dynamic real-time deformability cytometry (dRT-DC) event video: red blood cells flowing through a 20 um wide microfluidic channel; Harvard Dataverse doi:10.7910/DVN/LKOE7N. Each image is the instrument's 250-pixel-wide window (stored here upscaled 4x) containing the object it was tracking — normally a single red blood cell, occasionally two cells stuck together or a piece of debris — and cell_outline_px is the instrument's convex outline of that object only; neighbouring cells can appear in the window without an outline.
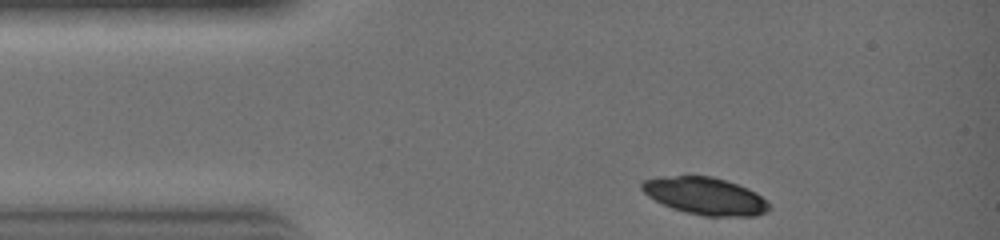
{"species": "common noctule bat (a hibernating species)", "species_latin": "Nyctalus noctula", "temperature_condition": "warm", "stored_images_in_passage": 22, "camera_frame_rate_fps": 3000, "um_per_image_px": 0.085, "animal": {"sex": "female", "body_mass_g": 19.0, "forearm_length_mm": 51.5}, "frame": {"image": 1, "passage_image": 1, "time_ms": 0.0, "image_size_px": [1000, 240], "cell_outline_px": [[772, 208], [768, 212], [756, 216], [704, 216], [684, 212], [672, 208], [648, 196], [640, 188], [640, 184], [644, 180], [660, 176], [712, 176], [748, 188], [756, 192]], "centroid_in_image_um": [59.94, 16.67], "position_along_channel_um": 25.1, "area_um2": 27.63}}
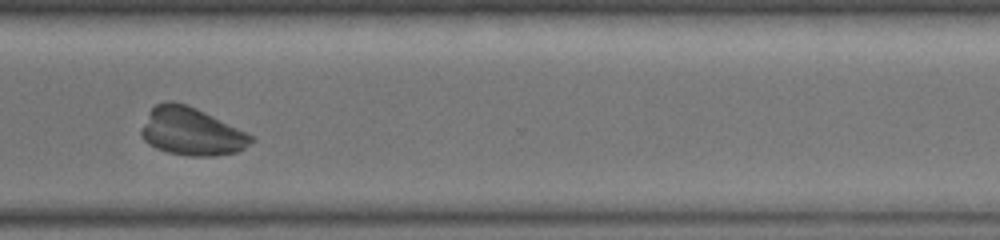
{"frame": {"image": 2, "passage_image": 19, "time_ms": 6.0, "image_size_px": [1000, 240], "cell_outline_px": [[256, 140], [244, 148], [236, 152], [216, 156], [188, 156], [168, 152], [156, 148], [144, 140], [140, 132], [148, 112], [156, 104], [168, 100], [172, 100], [188, 104], [252, 136]], "centroid_in_image_um": [16.23, 11.18], "position_along_channel_um": 354.4, "area_um2": 30.35}}
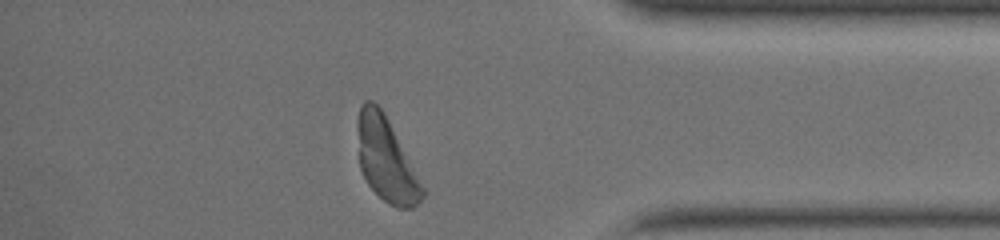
{"frame": {"image": 3, "passage_image": 22, "time_ms": 7.0, "image_size_px": [1000, 240], "cell_outline_px": [[424, 196], [412, 208], [396, 208], [388, 204], [368, 184], [360, 168], [356, 128], [356, 120], [360, 104], [364, 100], [372, 100], [384, 112], [424, 188]], "centroid_in_image_um": [32.77, 13.52], "position_along_channel_um": 402.4, "area_um2": 31.44}}